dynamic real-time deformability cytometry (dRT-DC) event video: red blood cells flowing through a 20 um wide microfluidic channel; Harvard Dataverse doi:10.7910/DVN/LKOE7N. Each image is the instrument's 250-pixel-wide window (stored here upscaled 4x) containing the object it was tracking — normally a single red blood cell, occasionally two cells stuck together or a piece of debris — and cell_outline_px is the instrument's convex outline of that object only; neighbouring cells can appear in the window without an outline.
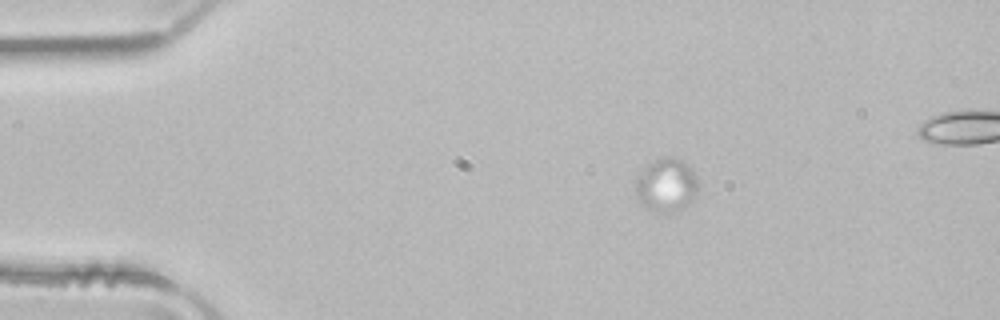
{"species": "common noctule bat (a hibernating species)", "species_latin": "Nyctalus noctula", "temperature_condition": "room temperature", "stored_images_in_passage": 9, "camera_frame_rate_fps": 3000, "um_per_image_px": 0.085, "animal": {"sex": "male", "body_mass_g": 21.5, "forearm_length_mm": 52.0}, "frame": {"image": 1, "passage_image": 1, "time_ms": 0.0, "image_size_px": [1000, 320], "cell_outline_px": [[696, 196], [680, 208], [672, 212], [660, 212], [648, 208], [640, 204], [636, 196], [636, 184], [640, 176], [648, 164], [656, 160], [668, 156], [684, 160], [692, 168], [696, 176]], "centroid_in_image_um": [56.65, 15.72], "position_along_channel_um": 28.4, "area_um2": 18.96}}